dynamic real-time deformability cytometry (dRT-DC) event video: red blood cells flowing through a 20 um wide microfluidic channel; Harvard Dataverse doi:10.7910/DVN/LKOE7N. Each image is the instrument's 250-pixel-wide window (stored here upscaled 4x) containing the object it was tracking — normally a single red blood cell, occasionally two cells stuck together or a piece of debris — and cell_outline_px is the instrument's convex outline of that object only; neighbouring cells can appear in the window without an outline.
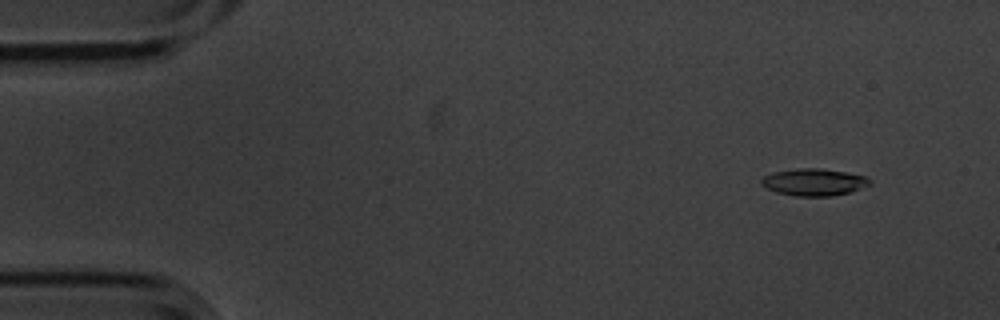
{"species": "common noctule bat (a hibernating species)", "species_latin": "Nyctalus noctula", "temperature_condition": "cold", "stored_images_in_passage": 4, "camera_frame_rate_fps": 3000, "um_per_image_px": 0.085, "animal": {"sex": "male", "body_mass_g": 20.1, "forearm_length_mm": 53.5}, "frame": {"image": 1, "passage_image": 1, "time_ms": 0.0, "image_size_px": [1000, 320], "cell_outline_px": [[872, 184], [848, 192], [832, 196], [796, 196], [776, 192], [760, 184], [760, 180], [764, 176], [772, 172], [796, 168], [820, 168], [844, 172], [864, 176], [872, 180]], "centroid_in_image_um": [69.16, 15.47], "position_along_channel_um": 15.8, "area_um2": 17.05}}
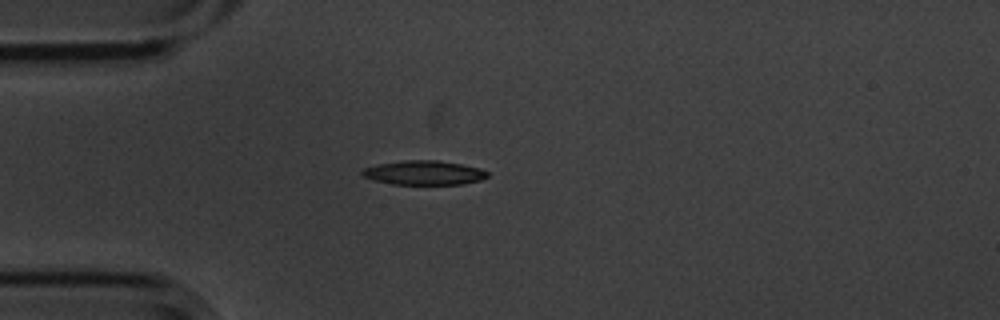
{"frame": {"image": 2, "passage_image": 3, "time_ms": 0.667, "image_size_px": [1000, 320], "cell_outline_px": [[488, 176], [480, 180], [464, 184], [392, 184], [376, 180], [364, 176], [360, 172], [364, 168], [376, 164], [404, 160], [436, 160], [460, 164], [480, 168], [488, 172]], "centroid_in_image_um": [36.04, 14.68], "position_along_channel_um": 49.0, "area_um2": 17.57}}